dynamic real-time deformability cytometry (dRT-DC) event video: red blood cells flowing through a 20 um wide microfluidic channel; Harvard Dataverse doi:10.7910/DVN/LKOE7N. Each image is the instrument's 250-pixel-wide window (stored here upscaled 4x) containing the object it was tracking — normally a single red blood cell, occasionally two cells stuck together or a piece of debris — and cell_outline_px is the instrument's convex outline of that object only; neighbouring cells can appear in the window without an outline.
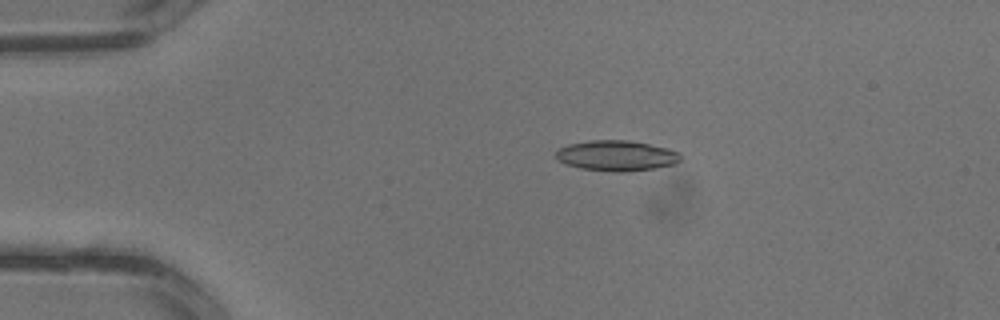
{"species": "common noctule bat (a hibernating species)", "species_latin": "Nyctalus noctula", "temperature_condition": "warm", "stored_images_in_passage": 3, "camera_frame_rate_fps": 3000, "um_per_image_px": 0.085, "animal": {"sex": "male", "body_mass_g": 13.3}, "frame": {"image": 1, "passage_image": 2, "time_ms": 0.333, "image_size_px": [1000, 320], "cell_outline_px": [[680, 160], [676, 164], [656, 168], [624, 172], [616, 172], [580, 168], [568, 164], [560, 160], [556, 156], [556, 152], [560, 148], [568, 144], [588, 140], [628, 140], [668, 148], [680, 152]], "centroid_in_image_um": [52.44, 13.23], "position_along_channel_um": 32.6, "area_um2": 22.08}}